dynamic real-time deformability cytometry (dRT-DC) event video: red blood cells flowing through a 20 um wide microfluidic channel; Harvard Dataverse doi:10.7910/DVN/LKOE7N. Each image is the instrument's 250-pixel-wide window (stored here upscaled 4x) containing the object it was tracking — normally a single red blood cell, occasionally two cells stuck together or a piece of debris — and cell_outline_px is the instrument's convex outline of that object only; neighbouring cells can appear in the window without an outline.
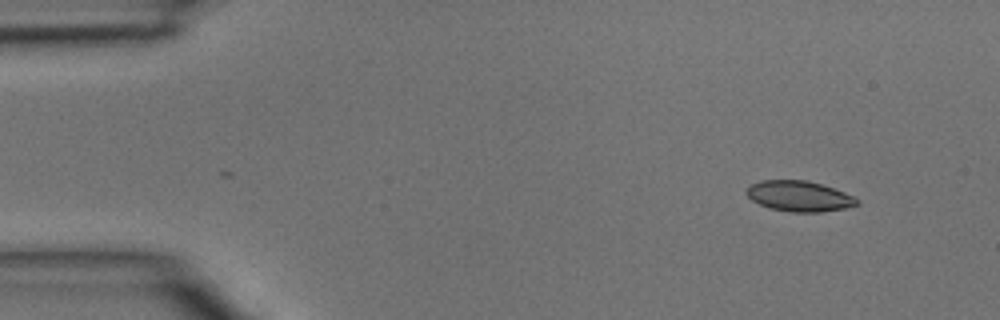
{"species": "common noctule bat (a hibernating species)", "species_latin": "Nyctalus noctula", "temperature_condition": "room temperature", "stored_images_in_passage": 3, "camera_frame_rate_fps": 3000, "um_per_image_px": 0.085, "animal": {"sex": "male", "body_mass_g": 15.6}, "frame": {"image": 1, "passage_image": 1, "time_ms": 0.0, "image_size_px": [1000, 320], "cell_outline_px": [[860, 204], [844, 208], [820, 212], [792, 212], [768, 208], [752, 200], [744, 192], [752, 184], [760, 180], [808, 180], [844, 192], [860, 200]], "centroid_in_image_um": [67.92, 16.67], "position_along_channel_um": 17.1, "area_um2": 19.59}}
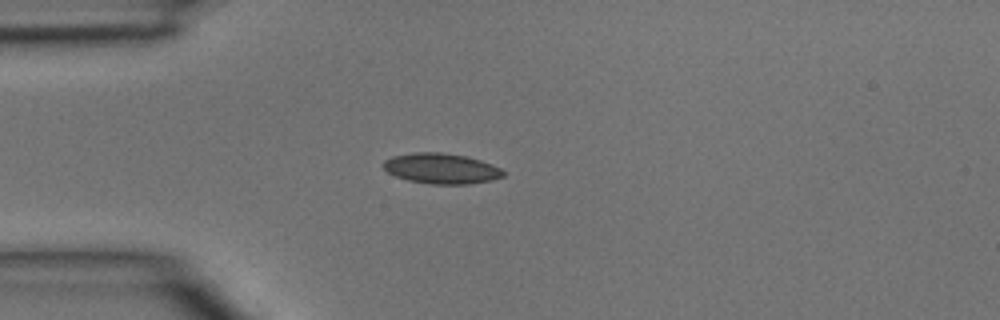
{"frame": {"image": 2, "passage_image": 3, "time_ms": 0.667, "image_size_px": [1000, 320], "cell_outline_px": [[504, 176], [492, 180], [468, 184], [432, 184], [408, 180], [396, 176], [388, 172], [384, 168], [384, 160], [392, 156], [416, 152], [444, 152], [464, 156], [480, 160], [492, 164], [500, 168], [504, 172]], "centroid_in_image_um": [37.52, 14.32], "position_along_channel_um": 47.5, "area_um2": 21.15}}